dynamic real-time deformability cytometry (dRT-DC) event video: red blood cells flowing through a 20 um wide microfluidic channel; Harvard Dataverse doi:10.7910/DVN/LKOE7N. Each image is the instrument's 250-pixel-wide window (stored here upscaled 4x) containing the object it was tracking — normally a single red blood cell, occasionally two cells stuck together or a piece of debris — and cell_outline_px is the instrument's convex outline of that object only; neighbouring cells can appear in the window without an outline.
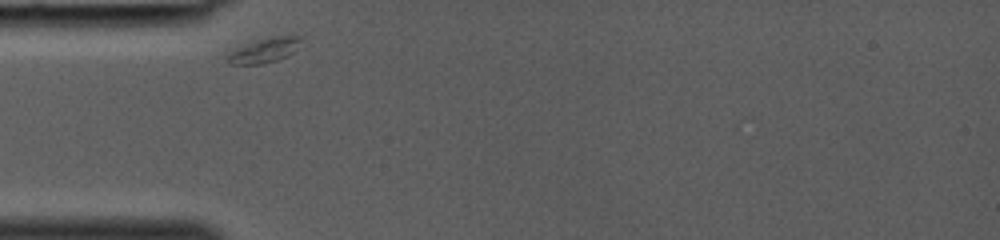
{"species": "common noctule bat (a hibernating species)", "species_latin": "Nyctalus noctula", "temperature_condition": "room temperature", "stored_images_in_passage": 23, "camera_frame_rate_fps": 3000, "um_per_image_px": 0.085, "animal": {"sex": "female", "body_mass_g": 19.0, "forearm_length_mm": 53.3}, "frame": {"image": 1, "passage_image": 1, "time_ms": 0.0, "image_size_px": [1000, 240], "cell_outline_px": [[304, 36], [292, 52], [276, 60], [260, 64], [228, 64], [224, 60], [232, 52], [256, 40], [272, 36]], "centroid_in_image_um": [22.46, 4.28], "position_along_channel_um": 62.5, "area_um2": 10.12}}